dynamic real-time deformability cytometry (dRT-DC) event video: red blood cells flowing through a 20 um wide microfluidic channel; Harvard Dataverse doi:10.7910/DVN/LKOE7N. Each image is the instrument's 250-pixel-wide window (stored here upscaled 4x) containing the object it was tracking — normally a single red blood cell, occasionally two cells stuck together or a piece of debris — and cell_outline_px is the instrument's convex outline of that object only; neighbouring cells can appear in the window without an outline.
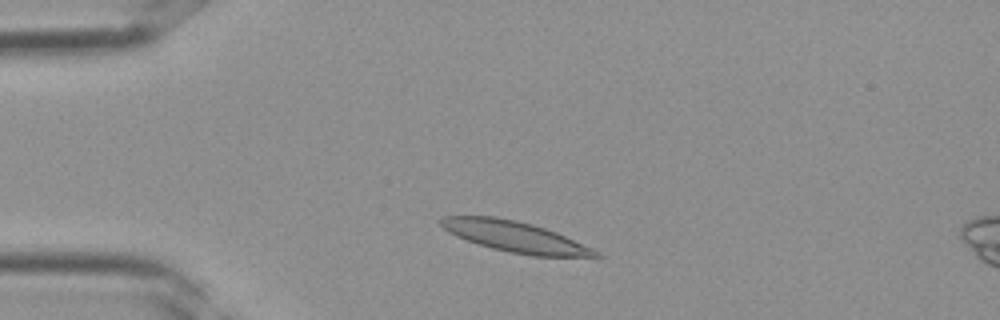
{"species": "Egyptian fruit bat (a non-hibernating species)", "species_latin": "Rousettus aegyptiacus", "temperature_condition": "room temperature", "stored_images_in_passage": 32, "camera_frame_rate_fps": 3000, "um_per_image_px": 0.085, "frame": {"image": 1, "passage_image": 4, "time_ms": 1.0, "image_size_px": [1000, 320], "cell_outline_px": [[604, 256], [532, 256], [508, 252], [492, 248], [456, 236], [448, 232], [440, 224], [440, 220], [444, 216], [496, 216], [516, 220], [532, 224], [556, 232], [592, 248], [600, 252]], "centroid_in_image_um": [43.77, 20.11], "position_along_channel_um": 41.2, "area_um2": 27.4}}
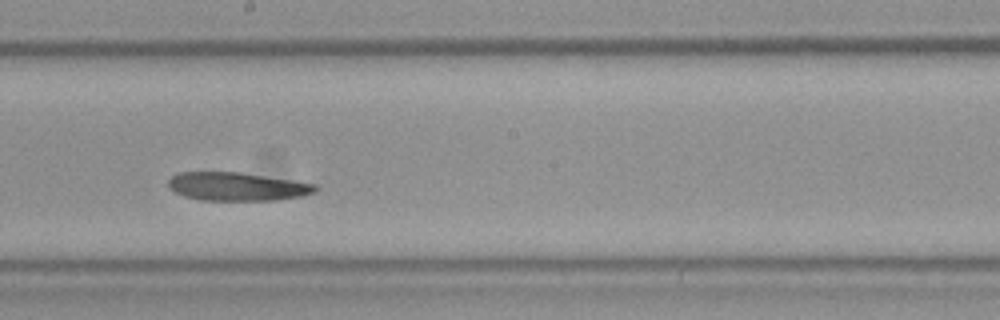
{"frame": {"image": 2, "passage_image": 16, "time_ms": 5.0, "image_size_px": [1000, 320], "cell_outline_px": [[320, 188], [316, 192], [304, 196], [276, 200], [200, 200], [184, 196], [176, 192], [168, 184], [168, 180], [172, 176], [180, 172], [240, 172], [292, 180], [316, 184]], "centroid_in_image_um": [20.21, 15.86], "position_along_channel_um": 228.0, "area_um2": 24.33}}
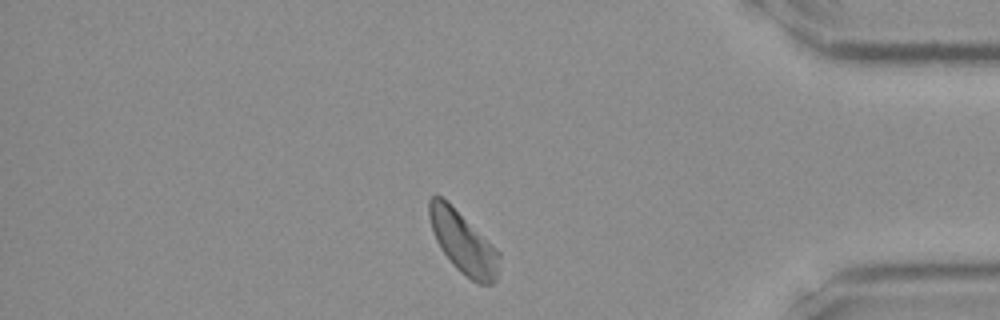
{"frame": {"image": 3, "passage_image": 27, "time_ms": 8.667, "image_size_px": [1000, 320], "cell_outline_px": [[500, 256], [496, 280], [492, 284], [480, 284], [472, 280], [460, 272], [452, 264], [440, 248], [432, 232], [428, 216], [428, 200], [432, 196], [440, 196], [492, 244], [500, 252]], "centroid_in_image_um": [39.35, 20.65], "position_along_channel_um": 395.9, "area_um2": 24.74}}